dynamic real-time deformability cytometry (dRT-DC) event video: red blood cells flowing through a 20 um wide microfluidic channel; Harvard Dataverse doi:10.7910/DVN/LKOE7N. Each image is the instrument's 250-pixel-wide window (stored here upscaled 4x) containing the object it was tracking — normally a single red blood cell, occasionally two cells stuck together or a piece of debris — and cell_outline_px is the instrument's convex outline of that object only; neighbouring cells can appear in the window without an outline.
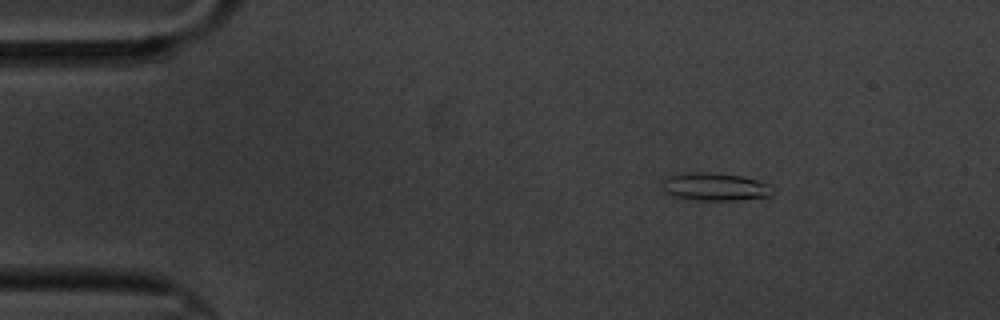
{"species": "common noctule bat (a hibernating species)", "species_latin": "Nyctalus noctula", "temperature_condition": "cold", "stored_images_in_passage": 5, "camera_frame_rate_fps": 3000, "um_per_image_px": 0.085, "animal": {"sex": "male", "body_mass_g": 20.1, "forearm_length_mm": 53.5}, "frame": {"image": 1, "passage_image": 2, "time_ms": 1.333, "image_size_px": [1000, 320], "cell_outline_px": [[772, 196], [736, 200], [700, 200], [676, 196], [664, 192], [664, 180], [672, 176], [696, 172], [712, 172], [744, 176], [756, 180], [764, 184], [772, 192]], "centroid_in_image_um": [60.79, 15.88], "position_along_channel_um": 24.2, "area_um2": 17.28}}
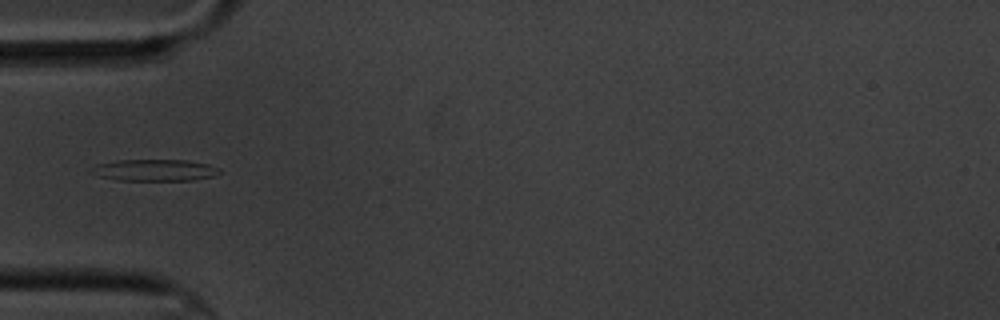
{"frame": {"image": 2, "passage_image": 5, "time_ms": 4.667, "image_size_px": [1000, 320], "cell_outline_px": [[220, 172], [212, 176], [196, 180], [116, 180], [100, 176], [88, 172], [96, 164], [116, 160], [188, 160], [208, 164], [220, 168]], "centroid_in_image_um": [13.13, 14.46], "position_along_channel_um": 71.9, "area_um2": 16.18}}